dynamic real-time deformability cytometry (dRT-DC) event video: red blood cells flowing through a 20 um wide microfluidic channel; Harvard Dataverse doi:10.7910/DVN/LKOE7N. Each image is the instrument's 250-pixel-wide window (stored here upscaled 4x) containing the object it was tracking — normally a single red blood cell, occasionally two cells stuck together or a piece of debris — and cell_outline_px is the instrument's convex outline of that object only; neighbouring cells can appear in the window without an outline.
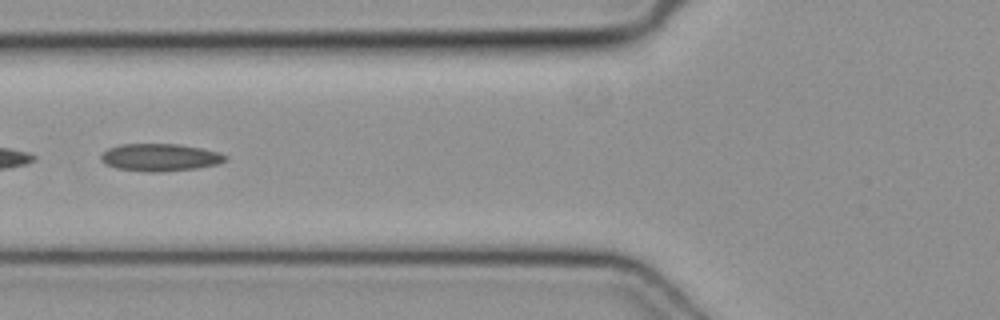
{"species": "common noctule bat (a hibernating species)", "species_latin": "Nyctalus noctula", "temperature_condition": "cold", "stored_images_in_passage": 15, "camera_frame_rate_fps": 3000, "um_per_image_px": 0.085, "animal": {"sex": "female", "body_mass_g": 19.3, "forearm_length_mm": 54.1}, "frame": {"image": 1, "passage_image": 7, "time_ms": 2.0, "image_size_px": [1000, 320], "cell_outline_px": [[228, 160], [216, 164], [196, 168], [164, 172], [148, 172], [116, 168], [104, 164], [100, 160], [100, 156], [108, 148], [120, 144], [176, 144], [200, 148], [216, 152], [228, 156]], "centroid_in_image_um": [13.56, 13.38], "position_along_channel_um": 112.2, "area_um2": 19.88}}